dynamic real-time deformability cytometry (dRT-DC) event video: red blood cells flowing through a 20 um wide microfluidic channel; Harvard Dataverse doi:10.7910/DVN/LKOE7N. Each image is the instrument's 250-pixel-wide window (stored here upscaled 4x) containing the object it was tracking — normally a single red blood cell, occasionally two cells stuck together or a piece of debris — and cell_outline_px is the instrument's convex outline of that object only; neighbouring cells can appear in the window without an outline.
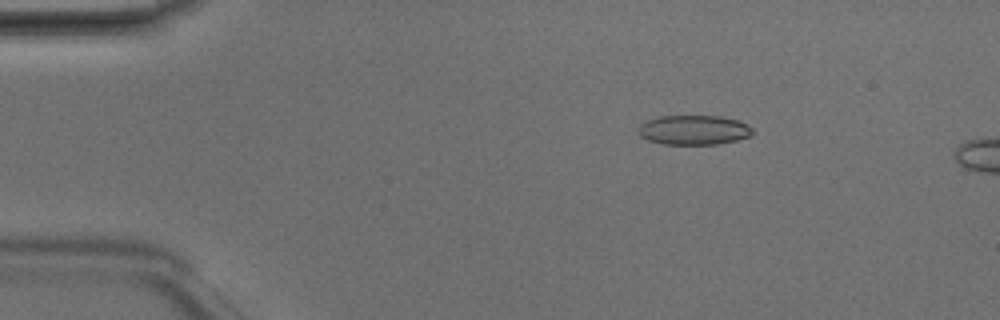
{"species": "Egyptian fruit bat (a non-hibernating species)", "species_latin": "Rousettus aegyptiacus", "temperature_condition": "room temperature", "stored_images_in_passage": 3, "camera_frame_rate_fps": 3000, "um_per_image_px": 0.085, "animal": {"sex": "male"}, "frame": {"image": 1, "passage_image": 3, "time_ms": 0.667, "image_size_px": [1000, 320], "cell_outline_px": [[752, 136], [736, 140], [716, 144], [660, 144], [648, 140], [640, 136], [636, 132], [636, 128], [640, 124], [648, 120], [660, 116], [720, 116], [736, 120], [752, 128]], "centroid_in_image_um": [58.91, 11.05], "position_along_channel_um": 26.1, "area_um2": 19.71}}